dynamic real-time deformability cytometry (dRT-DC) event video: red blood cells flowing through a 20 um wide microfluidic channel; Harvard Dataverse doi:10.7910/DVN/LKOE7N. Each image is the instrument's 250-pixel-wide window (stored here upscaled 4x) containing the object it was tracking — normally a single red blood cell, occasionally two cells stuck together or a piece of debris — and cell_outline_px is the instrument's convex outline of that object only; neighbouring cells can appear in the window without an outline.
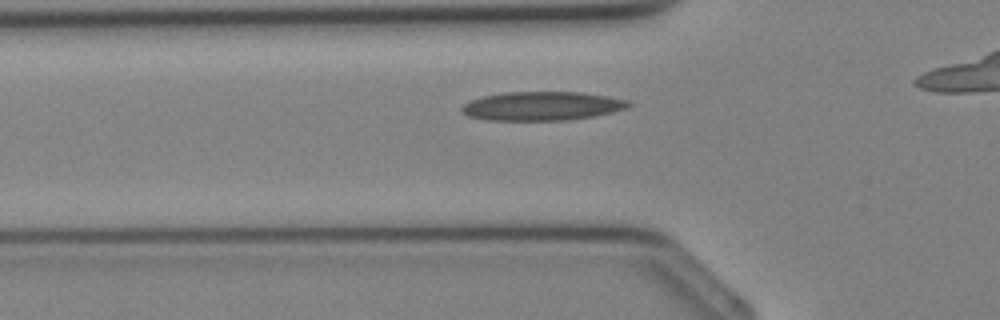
{"species": "Egyptian fruit bat (a non-hibernating species)", "species_latin": "Rousettus aegyptiacus", "temperature_condition": "cold", "stored_images_in_passage": 20, "camera_frame_rate_fps": 3000, "um_per_image_px": 0.085, "animal": {"sex": "female"}, "frame": {"image": 1, "passage_image": 3, "time_ms": 0.667, "image_size_px": [1000, 320], "cell_outline_px": [[632, 104], [628, 108], [612, 112], [592, 116], [568, 120], [488, 120], [468, 116], [460, 108], [464, 104], [472, 100], [484, 96], [504, 92], [580, 92], [604, 96], [624, 100]], "centroid_in_image_um": [46.05, 9.01], "position_along_channel_um": 79.8, "area_um2": 27.69}}
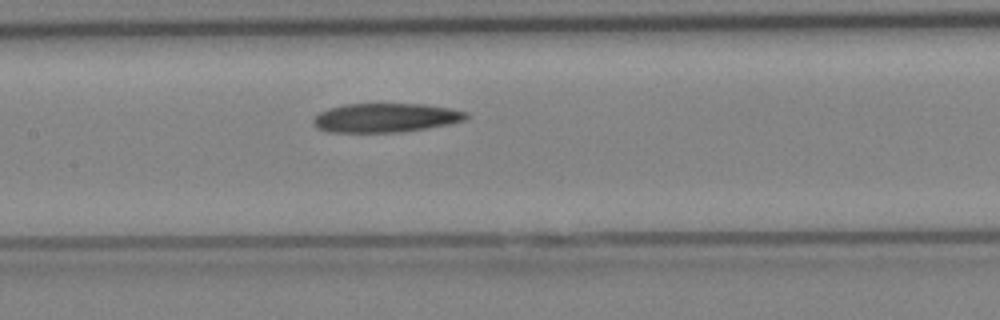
{"frame": {"image": 2, "passage_image": 8, "time_ms": 2.333, "image_size_px": [1000, 320], "cell_outline_px": [[468, 116], [464, 120], [448, 124], [428, 128], [400, 132], [328, 132], [316, 128], [312, 124], [312, 120], [320, 112], [328, 108], [344, 104], [424, 104], [448, 108], [468, 112]], "centroid_in_image_um": [32.74, 10.01], "position_along_channel_um": 174.7, "area_um2": 25.89}}
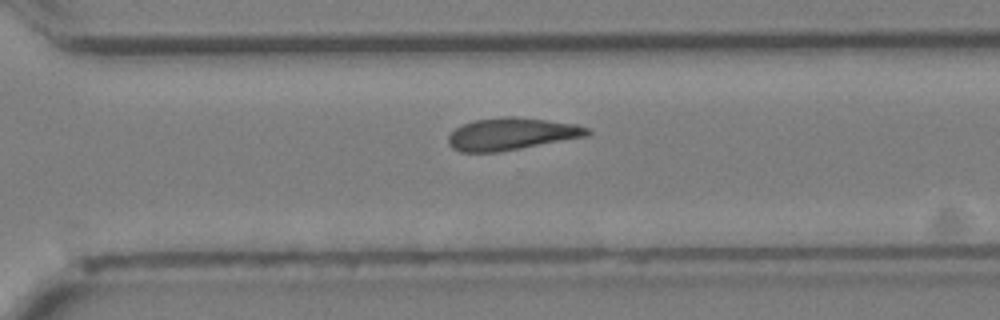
{"frame": {"image": 3, "passage_image": 16, "time_ms": 5.0, "image_size_px": [1000, 320], "cell_outline_px": [[592, 132], [588, 136], [500, 152], [460, 152], [452, 148], [448, 144], [448, 136], [456, 128], [464, 124], [476, 120], [504, 116], [512, 116], [576, 124], [588, 128]], "centroid_in_image_um": [43.48, 11.39], "position_along_channel_um": 327.1, "area_um2": 26.01}}